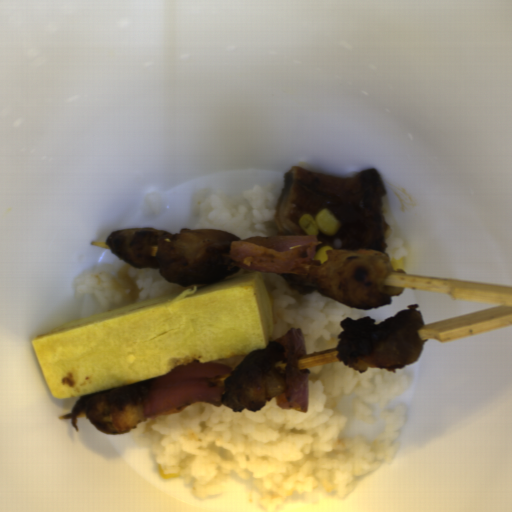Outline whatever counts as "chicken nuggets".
Here are the masks:
<instances>
[{
    "instance_id": "5",
    "label": "chicken nuggets",
    "mask_w": 512,
    "mask_h": 512,
    "mask_svg": "<svg viewBox=\"0 0 512 512\" xmlns=\"http://www.w3.org/2000/svg\"><path fill=\"white\" fill-rule=\"evenodd\" d=\"M153 379V378H152ZM152 379L79 396L71 410V424L78 431V418L109 435H122L145 422L143 400Z\"/></svg>"
},
{
    "instance_id": "1",
    "label": "chicken nuggets",
    "mask_w": 512,
    "mask_h": 512,
    "mask_svg": "<svg viewBox=\"0 0 512 512\" xmlns=\"http://www.w3.org/2000/svg\"><path fill=\"white\" fill-rule=\"evenodd\" d=\"M242 241L231 233L183 228H126L113 231L105 240L113 255L136 268L158 270L166 281L188 289L205 286L238 272L229 258L230 244Z\"/></svg>"
},
{
    "instance_id": "4",
    "label": "chicken nuggets",
    "mask_w": 512,
    "mask_h": 512,
    "mask_svg": "<svg viewBox=\"0 0 512 512\" xmlns=\"http://www.w3.org/2000/svg\"><path fill=\"white\" fill-rule=\"evenodd\" d=\"M286 351L280 342L244 355L224 382L222 404L241 412H259L273 397L286 391Z\"/></svg>"
},
{
    "instance_id": "3",
    "label": "chicken nuggets",
    "mask_w": 512,
    "mask_h": 512,
    "mask_svg": "<svg viewBox=\"0 0 512 512\" xmlns=\"http://www.w3.org/2000/svg\"><path fill=\"white\" fill-rule=\"evenodd\" d=\"M308 277L335 302L375 310L405 290L407 273L396 270L386 252L330 249L321 264L311 265Z\"/></svg>"
},
{
    "instance_id": "2",
    "label": "chicken nuggets",
    "mask_w": 512,
    "mask_h": 512,
    "mask_svg": "<svg viewBox=\"0 0 512 512\" xmlns=\"http://www.w3.org/2000/svg\"><path fill=\"white\" fill-rule=\"evenodd\" d=\"M418 306L410 304L379 324L373 317L347 316L340 321L336 358L359 373L367 369L396 372L415 363L424 347L420 330L425 323Z\"/></svg>"
}]
</instances>
